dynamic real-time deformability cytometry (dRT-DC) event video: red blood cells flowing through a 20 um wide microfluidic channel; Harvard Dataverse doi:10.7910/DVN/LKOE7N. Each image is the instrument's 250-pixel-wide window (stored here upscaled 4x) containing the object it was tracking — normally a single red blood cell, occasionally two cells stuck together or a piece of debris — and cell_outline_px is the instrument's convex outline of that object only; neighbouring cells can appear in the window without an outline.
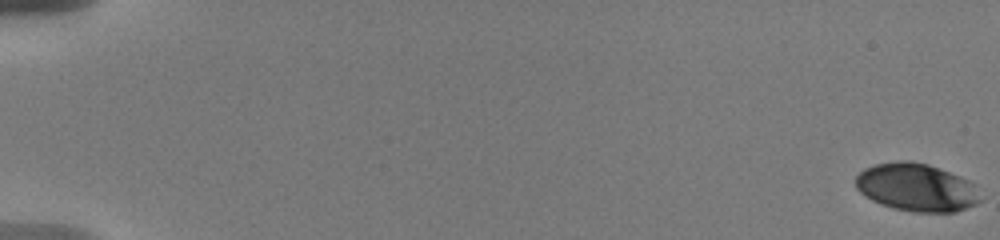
{"species": "human", "species_latin": "Homo sapiens", "temperature_condition": "warm", "stored_images_in_passage": 21, "camera_frame_rate_fps": 3000, "um_per_image_px": 0.085, "donor": {"sex": "male"}, "frame": {"image": 1, "passage_image": 1, "time_ms": 0.0, "image_size_px": [1000, 240], "cell_outline_px": [[980, 200], [976, 204], [956, 212], [912, 212], [892, 208], [880, 204], [872, 200], [860, 192], [856, 188], [856, 176], [864, 168], [876, 164], [896, 160], [908, 160], [928, 164], [968, 180], [972, 184]], "centroid_in_image_um": [77.85, 15.93], "position_along_channel_um": 7.2, "area_um2": 34.56}}
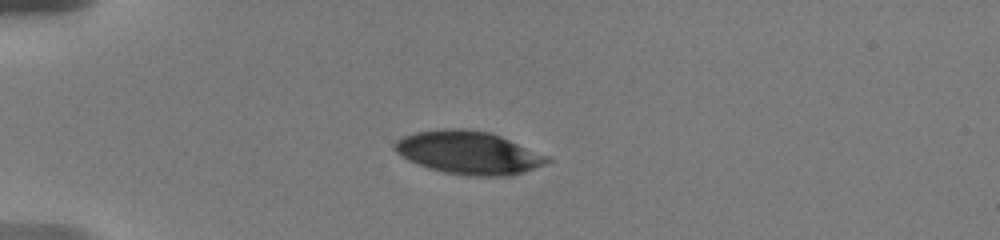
{"frame": {"image": 2, "passage_image": 15, "time_ms": 5.333, "image_size_px": [1000, 240], "cell_outline_px": [[552, 160], [544, 164], [512, 176], [468, 176], [444, 172], [408, 160], [400, 156], [392, 148], [392, 144], [396, 140], [404, 136], [416, 132], [440, 128], [464, 128], [488, 132], [500, 136], [552, 156]], "centroid_in_image_um": [39.85, 12.97], "position_along_channel_um": 45.2, "area_um2": 38.44}}
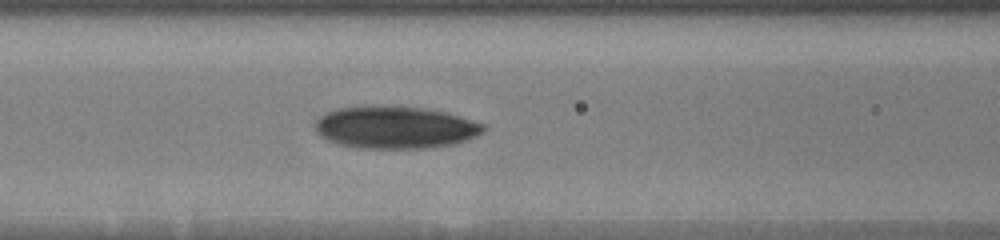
{"frame": {"image": 3, "passage_image": 21, "time_ms": 8.667, "image_size_px": [1000, 240], "cell_outline_px": [[484, 128], [480, 132], [464, 140], [452, 144], [424, 148], [360, 148], [340, 144], [328, 140], [320, 136], [316, 132], [316, 120], [324, 112], [340, 108], [368, 104], [388, 104], [424, 108], [448, 112], [484, 124]], "centroid_in_image_um": [33.52, 10.79], "position_along_channel_um": 133.1, "area_um2": 41.79}}